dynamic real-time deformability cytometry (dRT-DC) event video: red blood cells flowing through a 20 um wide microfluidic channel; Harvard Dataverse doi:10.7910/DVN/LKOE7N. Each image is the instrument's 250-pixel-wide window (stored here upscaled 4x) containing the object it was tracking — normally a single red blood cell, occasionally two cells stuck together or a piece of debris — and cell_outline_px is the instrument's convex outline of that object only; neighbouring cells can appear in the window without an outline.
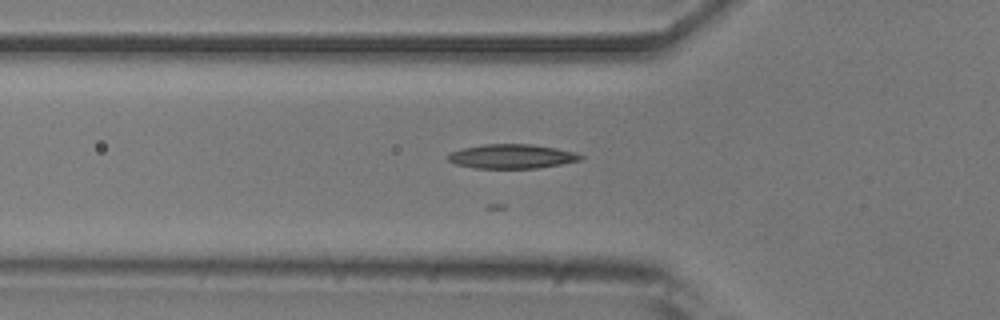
{"species": "common noctule bat (a hibernating species)", "species_latin": "Nyctalus noctula", "temperature_condition": "room temperature", "stored_images_in_passage": 30, "camera_frame_rate_fps": 3000, "um_per_image_px": 0.085, "animal": {"sex": "male", "body_mass_g": 20.5, "forearm_length_mm": 52.5}, "frame": {"image": 1, "passage_image": 18, "time_ms": 5.667, "image_size_px": [1000, 320], "cell_outline_px": [[584, 156], [580, 160], [560, 164], [536, 168], [476, 168], [456, 164], [448, 160], [448, 156], [452, 152], [460, 148], [484, 144], [532, 144], [556, 148], [572, 152]], "centroid_in_image_um": [43.48, 13.28], "position_along_channel_um": 82.3, "area_um2": 18.55}}
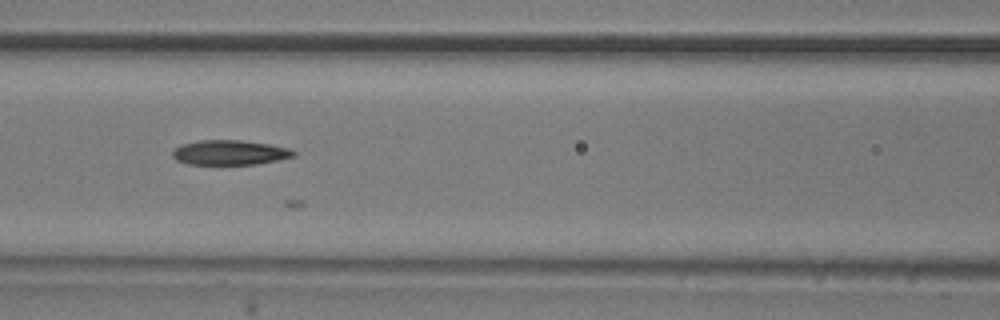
{"frame": {"image": 2, "passage_image": 23, "time_ms": 7.333, "image_size_px": [1000, 320], "cell_outline_px": [[296, 156], [256, 164], [188, 164], [176, 160], [172, 156], [172, 152], [180, 144], [200, 140], [240, 140], [268, 144], [288, 148], [296, 152]], "centroid_in_image_um": [19.51, 12.96], "position_along_channel_um": 147.1, "area_um2": 17.4}}
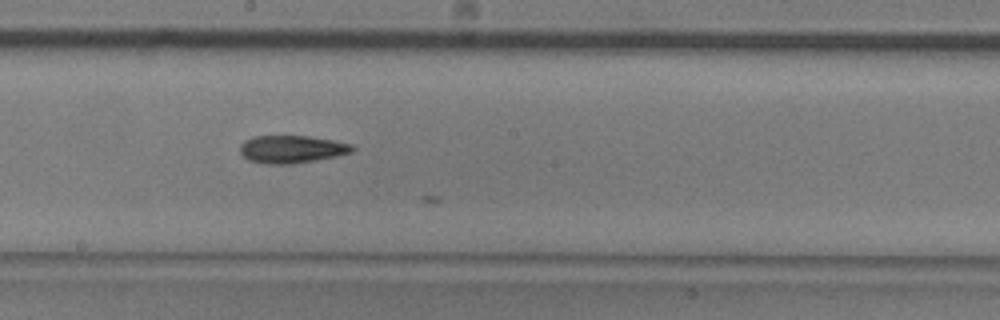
{"frame": {"image": 3, "passage_image": 29, "time_ms": 9.333, "image_size_px": [1000, 320], "cell_outline_px": [[356, 148], [352, 152], [336, 156], [316, 160], [292, 164], [264, 164], [248, 160], [240, 152], [240, 144], [244, 140], [252, 136], [308, 136], [332, 140], [352, 144]], "centroid_in_image_um": [24.78, 12.68], "position_along_channel_um": 223.4, "area_um2": 18.21}}